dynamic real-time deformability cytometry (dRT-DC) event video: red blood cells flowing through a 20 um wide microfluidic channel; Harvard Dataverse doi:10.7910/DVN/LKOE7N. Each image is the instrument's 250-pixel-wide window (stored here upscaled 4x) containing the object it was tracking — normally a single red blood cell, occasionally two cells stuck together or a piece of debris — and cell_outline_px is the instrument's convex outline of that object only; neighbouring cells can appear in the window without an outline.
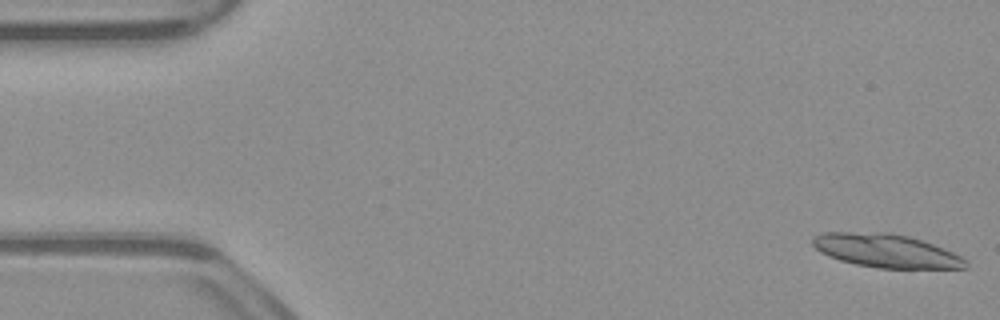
{"species": "common noctule bat (a hibernating species)", "species_latin": "Nyctalus noctula", "temperature_condition": "warm", "stored_images_in_passage": 27, "camera_frame_rate_fps": 3000, "um_per_image_px": 0.085, "animal": {"sex": "male", "body_mass_g": 23.1, "forearm_length_mm": 52.7}, "frame": {"image": 1, "passage_image": 1, "time_ms": 0.0, "image_size_px": [1000, 320], "cell_outline_px": [[968, 268], [876, 268], [856, 264], [840, 260], [828, 256], [820, 252], [812, 244], [812, 236], [820, 232], [892, 232], [908, 236], [944, 248], [968, 260]], "centroid_in_image_um": [75.29, 21.3], "position_along_channel_um": 9.7, "area_um2": 30.0}}
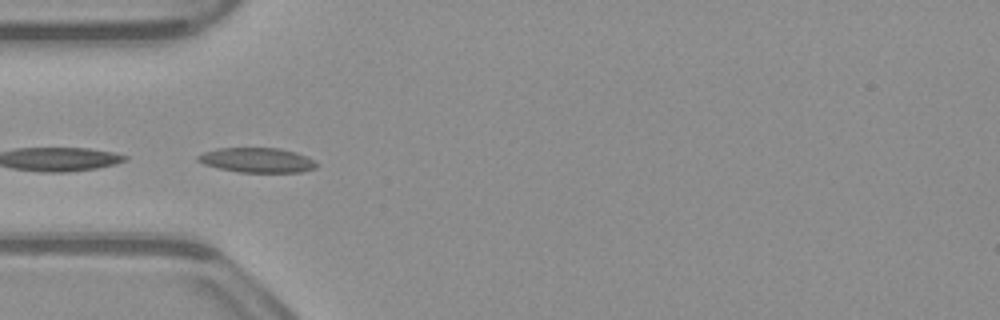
{"frame": {"image": 2, "passage_image": 16, "time_ms": 5.0, "image_size_px": [1000, 320], "cell_outline_px": [[320, 164], [316, 168], [304, 172], [240, 172], [220, 168], [204, 164], [196, 160], [196, 156], [204, 152], [216, 148], [280, 148], [296, 152]], "centroid_in_image_um": [21.86, 13.61], "position_along_channel_um": 63.1, "area_um2": 17.11}}